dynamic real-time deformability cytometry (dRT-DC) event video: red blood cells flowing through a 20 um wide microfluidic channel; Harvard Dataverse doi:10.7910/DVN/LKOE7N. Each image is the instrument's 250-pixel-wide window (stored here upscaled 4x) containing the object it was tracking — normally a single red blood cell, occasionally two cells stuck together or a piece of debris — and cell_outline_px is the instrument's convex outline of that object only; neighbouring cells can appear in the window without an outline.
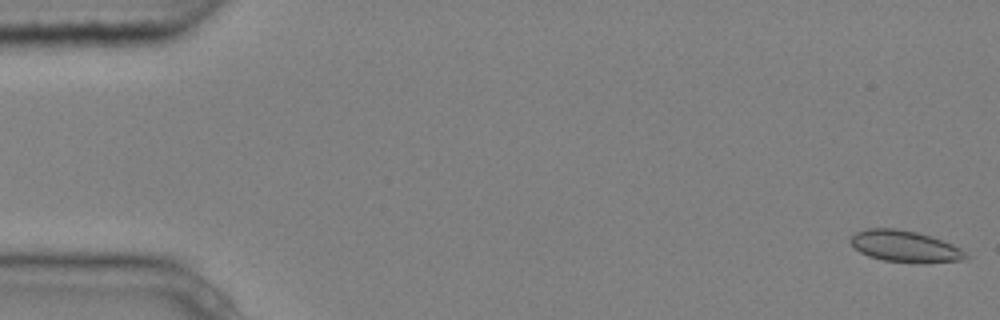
{"species": "common noctule bat (a hibernating species)", "species_latin": "Nyctalus noctula", "temperature_condition": "cold", "stored_images_in_passage": 5, "camera_frame_rate_fps": 3000, "um_per_image_px": 0.085, "animal": {"sex": "male", "body_mass_g": 20.4}, "frame": {"image": 1, "passage_image": 1, "time_ms": 0.0, "image_size_px": [1000, 320], "cell_outline_px": [[968, 256], [964, 260], [924, 264], [920, 264], [884, 260], [868, 256], [860, 252], [848, 240], [856, 232], [868, 228], [896, 228], [916, 232], [932, 236], [952, 244], [960, 248]], "centroid_in_image_um": [76.94, 20.95], "position_along_channel_um": 8.1, "area_um2": 21.33}}
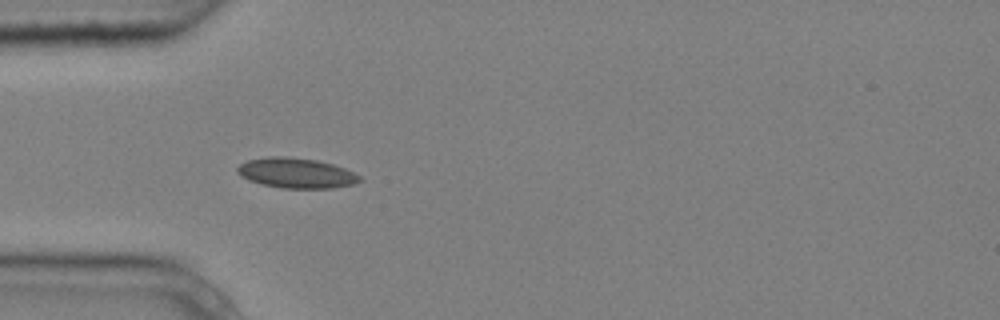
{"frame": {"image": 2, "passage_image": 4, "time_ms": 1.0, "image_size_px": [1000, 320], "cell_outline_px": [[364, 180], [356, 184], [332, 188], [280, 188], [260, 184], [248, 180], [240, 176], [236, 172], [236, 168], [240, 164], [248, 160], [268, 156], [284, 156], [316, 160], [332, 164], [344, 168], [360, 176]], "centroid_in_image_um": [25.17, 14.72], "position_along_channel_um": 59.8, "area_um2": 21.68}}
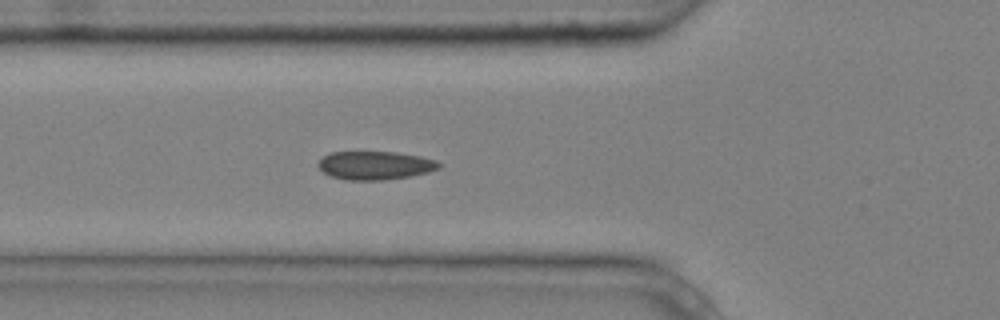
{"frame": {"image": 3, "passage_image": 5, "time_ms": 1.333, "image_size_px": [1000, 320], "cell_outline_px": [[440, 168], [428, 172], [408, 176], [384, 180], [344, 180], [332, 176], [324, 172], [316, 164], [328, 152], [396, 152], [420, 156], [436, 160], [440, 164]], "centroid_in_image_um": [31.87, 14.05], "position_along_channel_um": 93.9, "area_um2": 19.94}}